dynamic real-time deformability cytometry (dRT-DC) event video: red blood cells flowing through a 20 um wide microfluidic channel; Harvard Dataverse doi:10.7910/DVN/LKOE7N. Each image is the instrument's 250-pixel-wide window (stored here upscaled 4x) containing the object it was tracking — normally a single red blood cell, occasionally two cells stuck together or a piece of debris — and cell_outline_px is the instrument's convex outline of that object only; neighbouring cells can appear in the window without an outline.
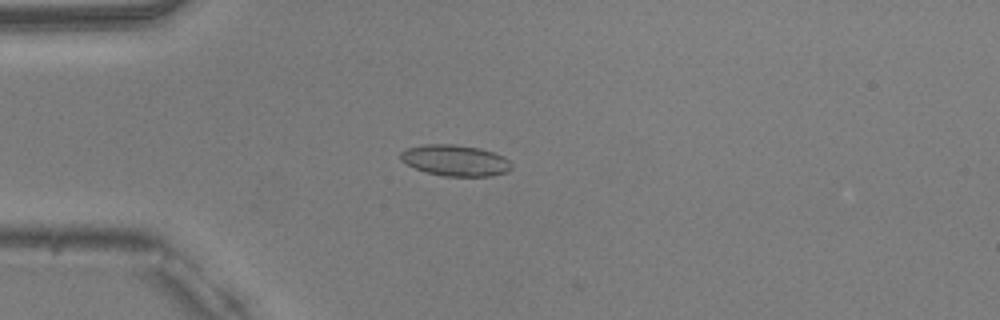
{"species": "common noctule bat (a hibernating species)", "species_latin": "Nyctalus noctula", "temperature_condition": "warm", "stored_images_in_passage": 2, "camera_frame_rate_fps": 3000, "um_per_image_px": 0.085, "animal": {"sex": "male", "body_mass_g": 20.5, "forearm_length_mm": 52.5}, "frame": {"image": 1, "passage_image": 1, "time_ms": 0.0, "image_size_px": [1000, 320], "cell_outline_px": [[512, 168], [508, 172], [492, 176], [444, 176], [428, 172], [416, 168], [400, 160], [400, 152], [408, 148], [424, 144], [452, 144], [480, 148], [504, 156], [512, 164]], "centroid_in_image_um": [38.73, 13.63], "position_along_channel_um": 46.3, "area_um2": 20.06}}